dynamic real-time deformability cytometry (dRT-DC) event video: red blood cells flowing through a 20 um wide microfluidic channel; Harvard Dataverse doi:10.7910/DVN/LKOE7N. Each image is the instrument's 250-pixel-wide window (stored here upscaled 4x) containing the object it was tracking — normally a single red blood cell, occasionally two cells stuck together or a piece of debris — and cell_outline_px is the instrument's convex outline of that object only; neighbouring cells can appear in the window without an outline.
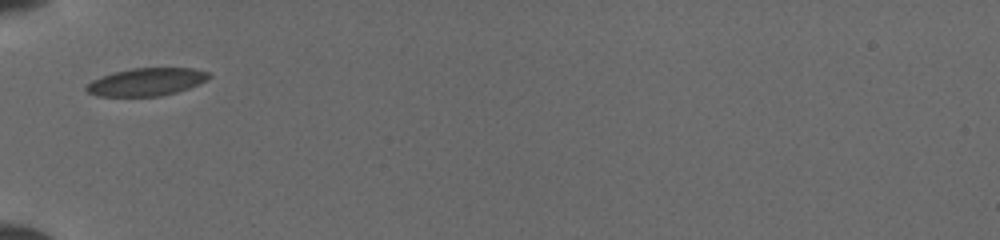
{"species": "common noctule bat (a hibernating species)", "species_latin": "Nyctalus noctula", "temperature_condition": "cold", "stored_images_in_passage": 2, "camera_frame_rate_fps": 3000, "um_per_image_px": 0.085, "animal": {"sex": "female", "body_mass_g": 19.5, "forearm_length_mm": 54.1}, "frame": {"image": 1, "passage_image": 1, "time_ms": 0.0, "image_size_px": [1000, 240], "cell_outline_px": [[212, 76], [188, 88], [176, 92], [160, 96], [96, 96], [88, 92], [84, 88], [92, 80], [116, 72], [132, 68], [188, 68], [208, 72]], "centroid_in_image_um": [12.42, 6.97], "position_along_channel_um": 72.6, "area_um2": 19.42}}